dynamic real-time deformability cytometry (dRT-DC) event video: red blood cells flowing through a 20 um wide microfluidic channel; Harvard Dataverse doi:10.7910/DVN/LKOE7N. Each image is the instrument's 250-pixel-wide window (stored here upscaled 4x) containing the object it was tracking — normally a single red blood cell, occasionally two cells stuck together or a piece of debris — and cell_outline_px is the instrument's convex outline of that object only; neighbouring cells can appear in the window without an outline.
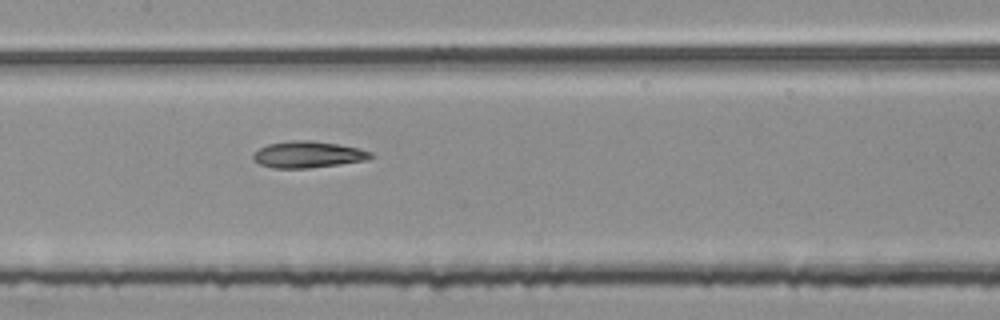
{"species": "common noctule bat (a hibernating species)", "species_latin": "Nyctalus noctula", "temperature_condition": "room temperature", "stored_images_in_passage": 7, "segment_of_instrument_passage": [1, 2], "camera_frame_rate_fps": 3000, "um_per_image_px": 0.085, "animal": {"sex": "female", "body_mass_g": 25.1}, "frame": {"image": 1, "passage_image": 6, "time_ms": 1.667, "image_size_px": [1000, 320], "cell_outline_px": [[376, 156], [368, 160], [308, 168], [272, 168], [260, 164], [252, 160], [252, 152], [268, 144], [292, 140], [312, 140], [360, 148], [372, 152]], "centroid_in_image_um": [26.18, 13.13], "position_along_channel_um": 181.2, "area_um2": 18.32}}